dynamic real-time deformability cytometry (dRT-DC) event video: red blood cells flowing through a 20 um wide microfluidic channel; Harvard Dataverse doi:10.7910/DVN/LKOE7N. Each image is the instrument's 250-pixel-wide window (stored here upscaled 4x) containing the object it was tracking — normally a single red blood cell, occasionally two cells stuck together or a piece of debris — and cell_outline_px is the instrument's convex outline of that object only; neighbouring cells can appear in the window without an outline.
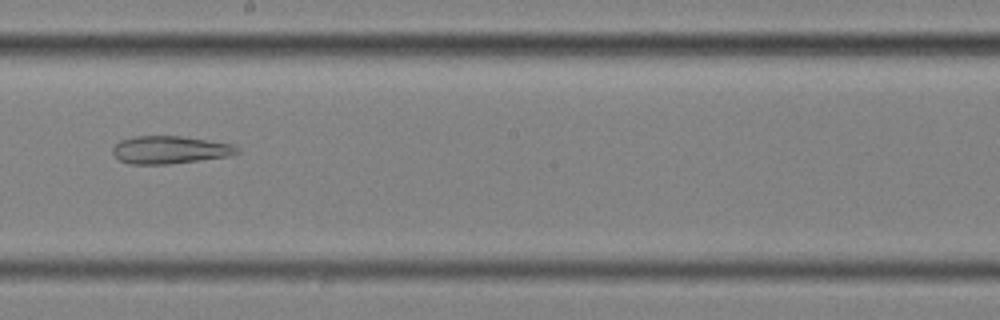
{"species": "common noctule bat (a hibernating species)", "species_latin": "Nyctalus noctula", "temperature_condition": "cold", "stored_images_in_passage": 57, "segment_of_instrument_passage": [2, 2], "camera_frame_rate_fps": 3000, "um_per_image_px": 0.085, "animal": {"sex": "female", "body_mass_g": 25.1}, "frame": {"image": 1, "passage_image": 33, "time_ms": 10.667, "image_size_px": [1000, 320], "cell_outline_px": [[240, 152], [232, 156], [168, 164], [128, 164], [120, 160], [112, 152], [112, 148], [120, 140], [136, 136], [180, 136], [232, 144], [240, 148]], "centroid_in_image_um": [14.46, 12.74], "position_along_channel_um": 233.7, "area_um2": 20.11}}
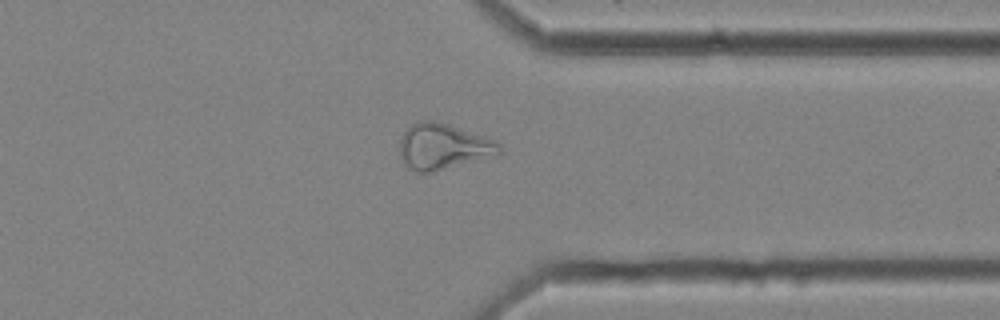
{"frame": {"image": 2, "passage_image": 45, "time_ms": 14.667, "image_size_px": [1000, 320], "cell_outline_px": [[500, 152], [432, 172], [416, 172], [404, 160], [400, 152], [400, 140], [404, 132], [412, 124], [420, 120], [436, 120], [496, 140], [500, 144]], "centroid_in_image_um": [37.63, 12.41], "position_along_channel_um": 373.8, "area_um2": 25.66}}
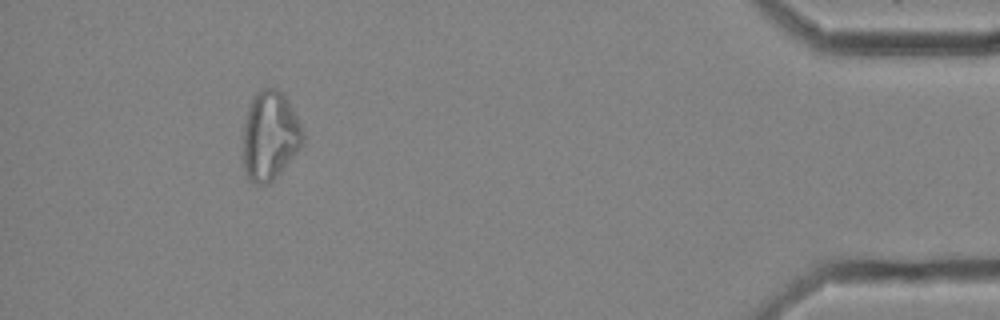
{"frame": {"image": 3, "passage_image": 53, "time_ms": 17.333, "image_size_px": [1000, 320], "cell_outline_px": [[304, 144], [280, 172], [268, 184], [256, 184], [248, 180], [244, 172], [244, 124], [248, 108], [256, 92], [264, 88], [276, 88], [288, 100], [304, 132]], "centroid_in_image_um": [22.95, 11.56], "position_along_channel_um": 412.3, "area_um2": 30.87}}